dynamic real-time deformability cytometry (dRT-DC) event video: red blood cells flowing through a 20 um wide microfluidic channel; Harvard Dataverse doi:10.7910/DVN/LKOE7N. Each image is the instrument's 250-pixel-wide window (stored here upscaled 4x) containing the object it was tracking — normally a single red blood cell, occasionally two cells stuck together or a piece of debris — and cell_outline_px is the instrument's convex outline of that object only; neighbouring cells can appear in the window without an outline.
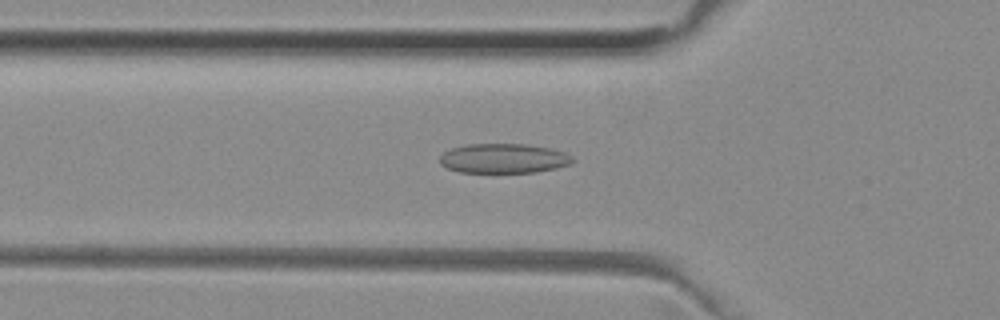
{"species": "common noctule bat (a hibernating species)", "species_latin": "Nyctalus noctula", "temperature_condition": "room temperature", "stored_images_in_passage": 38, "camera_frame_rate_fps": 3000, "um_per_image_px": 0.085, "animal": {"sex": "female", "body_mass_g": 29.2, "forearm_length_mm": 56.3}, "frame": {"image": 1, "passage_image": 15, "time_ms": 4.667, "image_size_px": [1000, 320], "cell_outline_px": [[576, 160], [572, 164], [556, 168], [536, 172], [460, 172], [448, 168], [440, 164], [440, 156], [444, 152], [452, 148], [468, 144], [524, 144], [552, 148], [564, 152], [572, 156]], "centroid_in_image_um": [42.85, 13.46], "position_along_channel_um": 82.9, "area_um2": 22.95}}
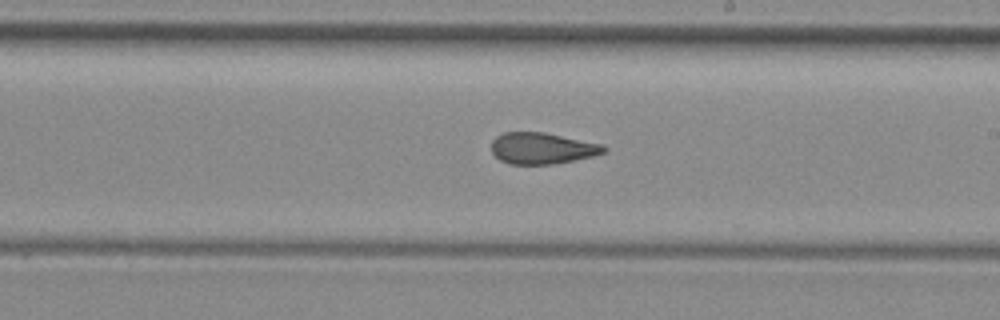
{"frame": {"image": 2, "passage_image": 27, "time_ms": 8.667, "image_size_px": [1000, 320], "cell_outline_px": [[608, 148], [604, 152], [592, 156], [552, 164], [512, 164], [500, 160], [492, 152], [492, 140], [496, 136], [504, 132], [544, 132], [604, 144]], "centroid_in_image_um": [46.09, 12.59], "position_along_channel_um": 242.9, "area_um2": 20.46}}
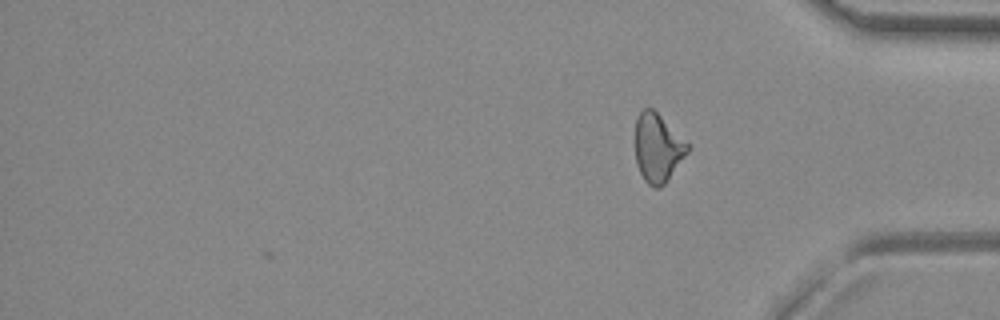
{"frame": {"image": 3, "passage_image": 38, "time_ms": 12.333, "image_size_px": [1000, 320], "cell_outline_px": [[688, 152], [668, 180], [660, 188], [652, 188], [644, 180], [636, 164], [636, 116], [644, 108], [652, 108], [688, 144]], "centroid_in_image_um": [55.88, 12.6], "position_along_channel_um": 379.3, "area_um2": 20.58}, "authors_computed_cell_mechanics": {"area_um2": 21.5305, "velocity_mm_per_s": 3.9924, "shape_relaxation_time_tau1_ms": null, "shape_relaxation_time_tau2_ms": 2.2751, "deformation_change_tau1": null, "deformation_change_tau2": 0.0957}}